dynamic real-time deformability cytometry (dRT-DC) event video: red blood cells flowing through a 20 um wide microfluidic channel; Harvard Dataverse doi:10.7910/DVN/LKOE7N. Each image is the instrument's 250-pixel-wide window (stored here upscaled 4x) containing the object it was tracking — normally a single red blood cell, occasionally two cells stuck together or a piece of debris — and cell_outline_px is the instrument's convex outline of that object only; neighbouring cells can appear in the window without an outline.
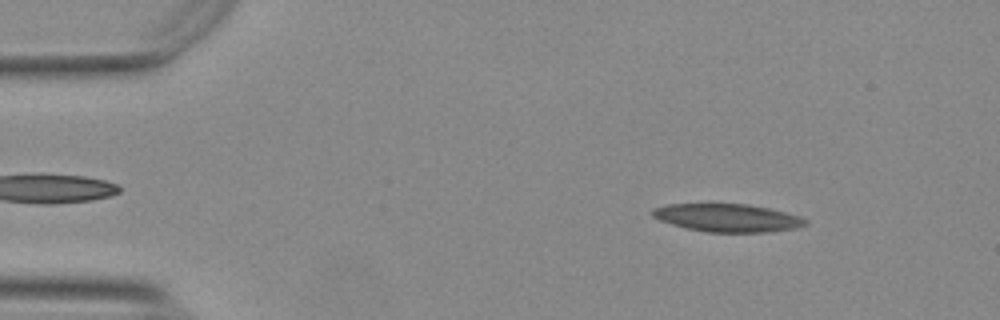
{"species": "Egyptian fruit bat (a non-hibernating species)", "species_latin": "Rousettus aegyptiacus", "temperature_condition": "warm", "stored_images_in_passage": 53, "camera_frame_rate_fps": 3000, "um_per_image_px": 0.085, "animal": {"sex": "female"}, "frame": {"image": 1, "passage_image": 6, "time_ms": 1.667, "image_size_px": [1000, 320], "cell_outline_px": [[808, 224], [796, 228], [768, 232], [708, 232], [688, 228], [672, 224], [660, 220], [652, 216], [652, 208], [668, 204], [748, 204], [768, 208], [800, 216], [808, 220]], "centroid_in_image_um": [61.86, 18.51], "position_along_channel_um": 23.1, "area_um2": 24.8}}
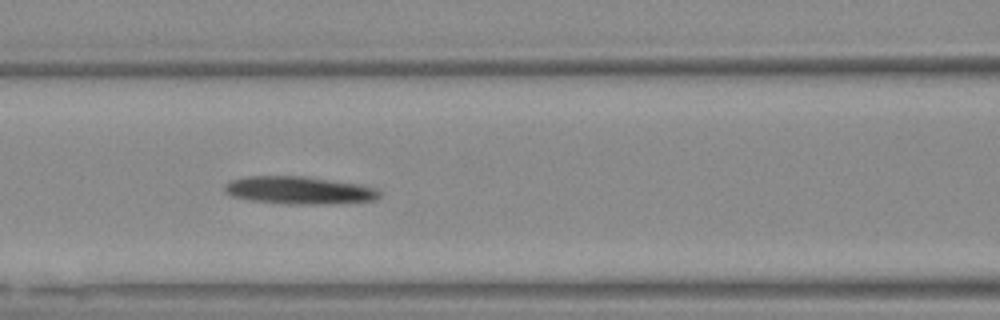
{"frame": {"image": 2, "passage_image": 22, "time_ms": 7.0, "image_size_px": [1000, 320], "cell_outline_px": [[380, 196], [372, 200], [312, 204], [296, 204], [252, 200], [232, 196], [224, 192], [224, 184], [232, 180], [248, 176], [304, 176], [364, 184], [376, 188], [380, 192]], "centroid_in_image_um": [25.42, 16.15], "position_along_channel_um": 141.2, "area_um2": 24.68}}
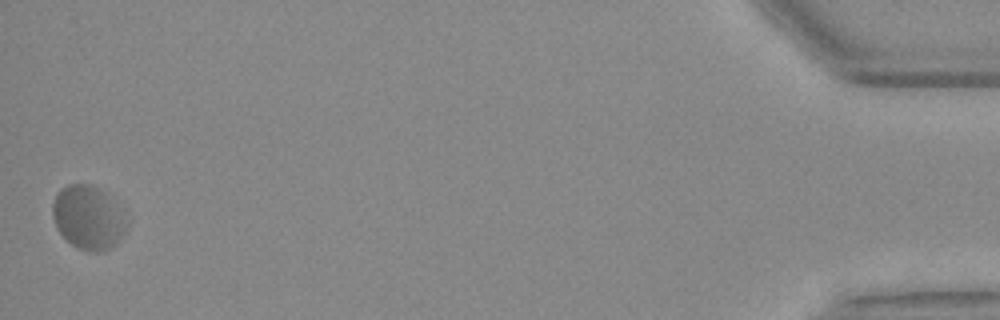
{"frame": {"image": 3, "passage_image": 53, "time_ms": 17.333, "image_size_px": [1000, 320], "cell_outline_px": [[128, 228], [120, 240], [116, 244], [100, 252], [88, 252], [76, 248], [56, 228], [52, 216], [52, 204], [56, 192], [60, 188], [68, 184], [92, 184], [124, 208], [128, 220]], "centroid_in_image_um": [7.53, 18.49], "position_along_channel_um": 427.7, "area_um2": 28.15}, "authors_computed_cell_mechanics": {"area_um2": 25.4898, "velocity_mm_per_s": 3.6835, "shape_relaxation_time_tau1_ms": 6.6341, "shape_relaxation_time_tau2_ms": null, "deformation_change_tau1": 0.1615, "deformation_change_tau2": null}}